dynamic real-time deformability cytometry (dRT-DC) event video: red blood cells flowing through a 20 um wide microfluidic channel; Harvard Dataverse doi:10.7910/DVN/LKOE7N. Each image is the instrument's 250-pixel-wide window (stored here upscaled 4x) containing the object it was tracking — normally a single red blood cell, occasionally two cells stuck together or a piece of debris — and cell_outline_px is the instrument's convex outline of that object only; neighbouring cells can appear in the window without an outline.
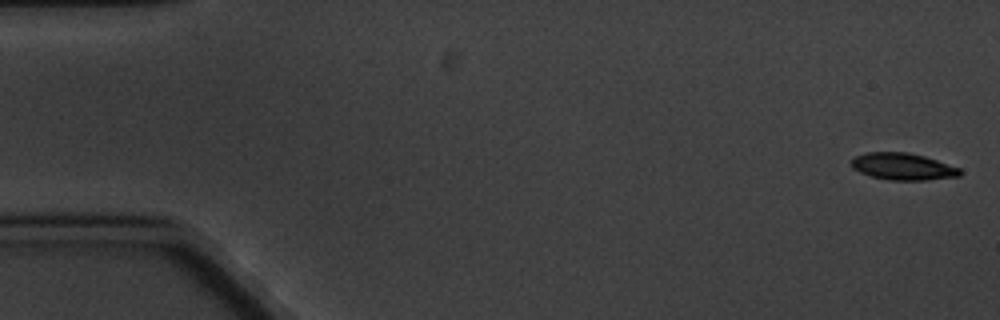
{"species": "common noctule bat (a hibernating species)", "species_latin": "Nyctalus noctula", "temperature_condition": "cold", "stored_images_in_passage": 5, "camera_frame_rate_fps": 3000, "um_per_image_px": 0.085, "animal": {"sex": "male", "body_mass_g": 20.1, "forearm_length_mm": 53.5}, "frame": {"image": 1, "passage_image": 1, "time_ms": 0.0, "image_size_px": [1000, 320], "cell_outline_px": [[960, 176], [928, 180], [888, 180], [872, 176], [860, 172], [852, 168], [848, 160], [856, 156], [868, 152], [908, 152], [924, 156], [960, 168]], "centroid_in_image_um": [76.7, 14.15], "position_along_channel_um": 8.3, "area_um2": 17.05}}
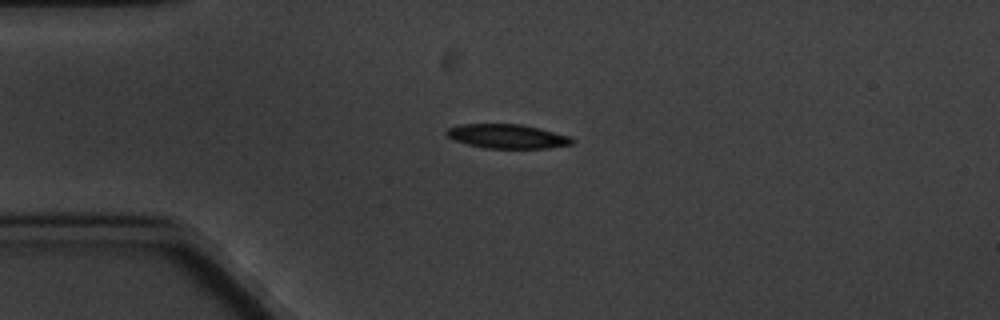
{"frame": {"image": 2, "passage_image": 4, "time_ms": 4.333, "image_size_px": [1000, 320], "cell_outline_px": [[576, 140], [572, 144], [548, 148], [484, 148], [468, 144], [456, 140], [448, 136], [444, 132], [448, 128], [460, 124], [520, 124], [540, 128], [568, 136]], "centroid_in_image_um": [43.12, 11.58], "position_along_channel_um": 41.9, "area_um2": 17.57}}